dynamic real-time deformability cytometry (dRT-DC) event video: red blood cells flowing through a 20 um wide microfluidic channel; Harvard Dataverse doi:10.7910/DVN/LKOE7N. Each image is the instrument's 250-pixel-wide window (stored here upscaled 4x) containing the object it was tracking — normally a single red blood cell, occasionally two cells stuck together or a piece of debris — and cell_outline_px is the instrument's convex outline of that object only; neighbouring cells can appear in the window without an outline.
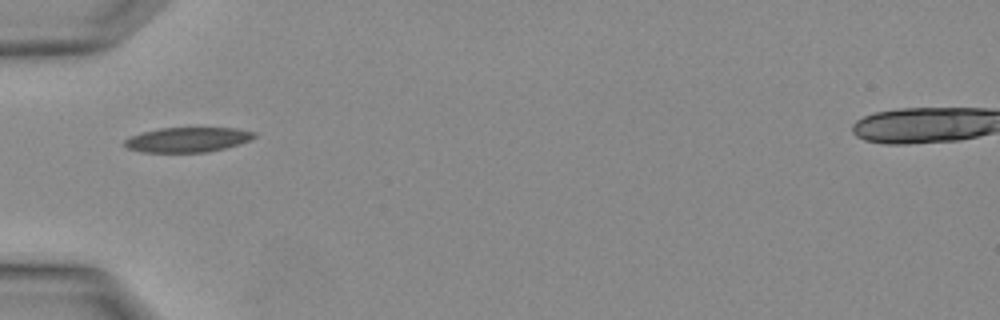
{"species": "Egyptian fruit bat (a non-hibernating species)", "species_latin": "Rousettus aegyptiacus", "temperature_condition": "warm", "stored_images_in_passage": 2, "camera_frame_rate_fps": 3000, "um_per_image_px": 0.085, "animal": {"sex": "female"}, "frame": {"image": 1, "passage_image": 2, "time_ms": 0.333, "image_size_px": [1000, 320], "cell_outline_px": [[256, 136], [252, 140], [224, 148], [204, 152], [140, 152], [124, 148], [124, 140], [132, 136], [144, 132], [160, 128], [236, 128], [256, 132]], "centroid_in_image_um": [15.94, 11.87], "position_along_channel_um": 69.1, "area_um2": 18.73}}